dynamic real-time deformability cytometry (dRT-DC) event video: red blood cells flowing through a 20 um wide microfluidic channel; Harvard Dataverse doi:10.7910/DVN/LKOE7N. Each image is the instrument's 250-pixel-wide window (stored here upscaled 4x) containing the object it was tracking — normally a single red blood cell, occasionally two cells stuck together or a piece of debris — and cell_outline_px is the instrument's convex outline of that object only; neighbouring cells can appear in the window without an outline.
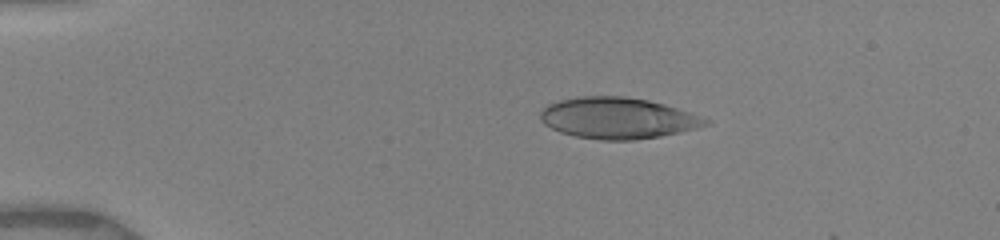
{"species": "human", "species_latin": "Homo sapiens", "temperature_condition": "warm", "stored_images_in_passage": 10, "camera_frame_rate_fps": 3000, "um_per_image_px": 0.085, "donor": {"sex": "female"}, "frame": {"image": 1, "passage_image": 4, "time_ms": 3.333, "image_size_px": [1000, 240], "cell_outline_px": [[712, 120], [708, 124], [696, 128], [680, 132], [660, 136], [636, 140], [604, 140], [576, 136], [560, 132], [544, 124], [540, 120], [540, 112], [548, 104], [560, 100], [584, 96], [624, 96], [648, 100], [664, 104]], "centroid_in_image_um": [52.5, 10.04], "position_along_channel_um": 32.5, "area_um2": 39.42}}
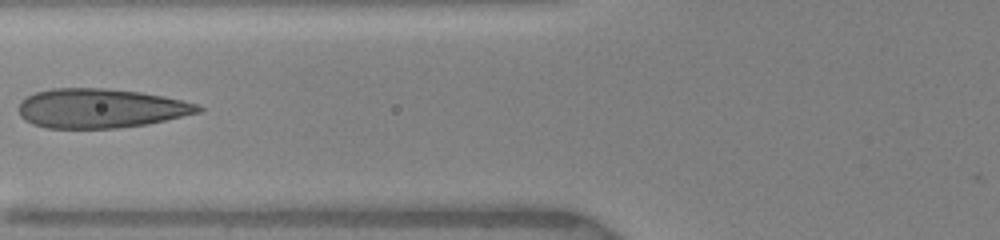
{"frame": {"image": 2, "passage_image": 10, "time_ms": 7.0, "image_size_px": [1000, 240], "cell_outline_px": [[204, 108], [200, 112], [148, 124], [116, 128], [44, 128], [32, 124], [20, 116], [20, 104], [28, 96], [36, 92], [52, 88], [104, 88], [140, 92], [164, 96], [196, 104]], "centroid_in_image_um": [8.55, 9.21], "position_along_channel_um": 117.3, "area_um2": 40.92}}